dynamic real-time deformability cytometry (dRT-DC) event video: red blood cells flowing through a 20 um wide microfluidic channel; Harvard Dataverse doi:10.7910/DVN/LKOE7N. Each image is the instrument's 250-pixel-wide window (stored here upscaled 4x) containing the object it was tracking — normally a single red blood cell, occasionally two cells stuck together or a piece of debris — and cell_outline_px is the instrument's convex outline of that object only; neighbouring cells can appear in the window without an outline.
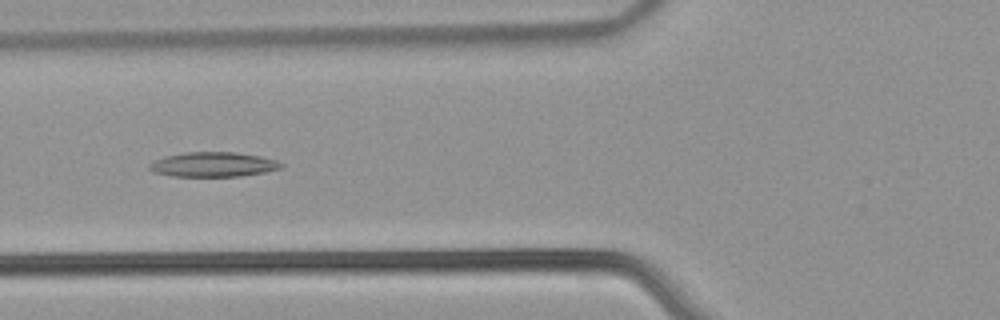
{"species": "common noctule bat (a hibernating species)", "species_latin": "Nyctalus noctula", "temperature_condition": "warm", "stored_images_in_passage": 46, "camera_frame_rate_fps": 3000, "um_per_image_px": 0.085, "animal": {"sex": "male", "body_mass_g": 21.5, "forearm_length_mm": 52.0}, "frame": {"image": 1, "passage_image": 13, "time_ms": 4.0, "image_size_px": [1000, 320], "cell_outline_px": [[284, 168], [264, 172], [240, 176], [172, 176], [152, 172], [148, 168], [148, 164], [164, 156], [188, 152], [236, 152], [260, 156], [276, 160], [284, 164]], "centroid_in_image_um": [18.13, 13.98], "position_along_channel_um": 107.7, "area_um2": 19.02}}
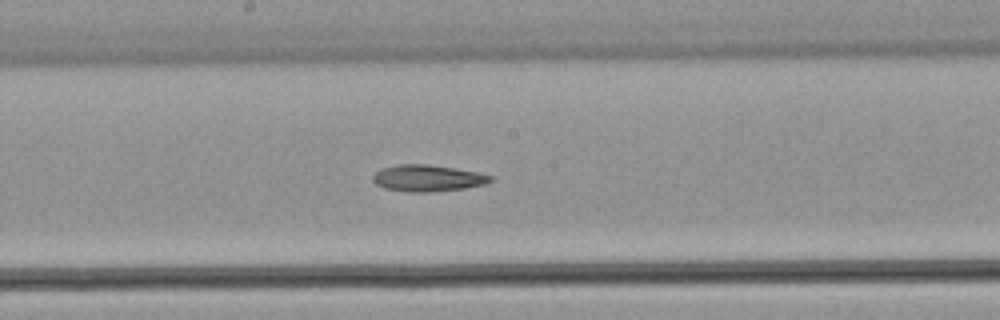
{"frame": {"image": 2, "passage_image": 21, "time_ms": 6.667, "image_size_px": [1000, 320], "cell_outline_px": [[492, 180], [484, 184], [464, 188], [428, 192], [408, 192], [384, 188], [376, 184], [372, 180], [372, 176], [380, 168], [396, 164], [428, 164], [476, 172], [492, 176]], "centroid_in_image_um": [36.28, 15.14], "position_along_channel_um": 211.9, "area_um2": 18.09}}
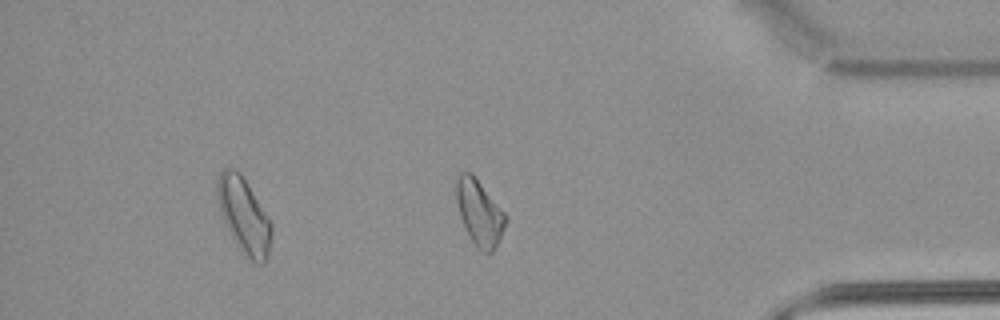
{"frame": {"image": 3, "passage_image": 37, "time_ms": 12.0, "image_size_px": [1000, 320], "cell_outline_px": [[508, 220], [492, 252], [480, 252], [472, 240], [460, 216], [456, 200], [456, 180], [460, 172], [472, 172], [508, 216]], "centroid_in_image_um": [40.76, 18.04], "position_along_channel_um": 394.4, "area_um2": 18.67}}